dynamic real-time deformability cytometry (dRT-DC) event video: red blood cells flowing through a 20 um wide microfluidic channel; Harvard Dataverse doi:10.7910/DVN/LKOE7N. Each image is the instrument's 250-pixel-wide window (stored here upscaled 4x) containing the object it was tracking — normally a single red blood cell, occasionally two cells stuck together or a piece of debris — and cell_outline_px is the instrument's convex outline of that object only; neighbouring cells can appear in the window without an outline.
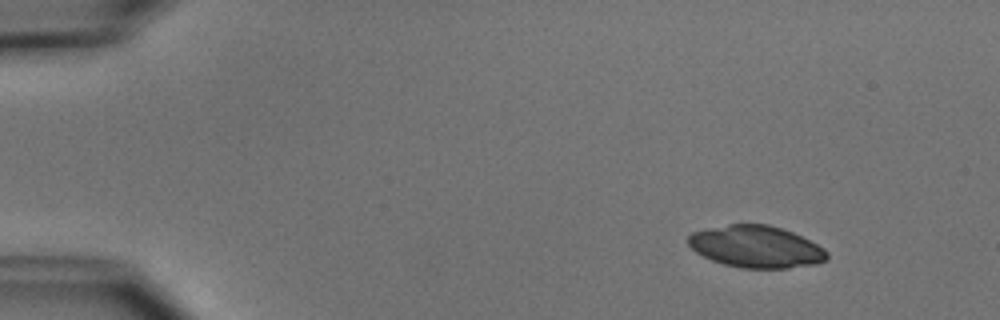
{"species": "common noctule bat (a hibernating species)", "species_latin": "Nyctalus noctula", "temperature_condition": "cold", "stored_images_in_passage": 4, "camera_frame_rate_fps": 3000, "um_per_image_px": 0.085, "animal": {"sex": "male", "body_mass_g": 15.6}, "frame": {"image": 1, "passage_image": 1, "time_ms": 0.0, "image_size_px": [1000, 320], "cell_outline_px": [[828, 260], [816, 264], [788, 268], [740, 268], [724, 264], [712, 260], [696, 252], [688, 244], [688, 236], [692, 232], [708, 228], [728, 224], [768, 224], [792, 232], [824, 248], [828, 252]], "centroid_in_image_um": [64.27, 20.97], "position_along_channel_um": 20.7, "area_um2": 33.87}}